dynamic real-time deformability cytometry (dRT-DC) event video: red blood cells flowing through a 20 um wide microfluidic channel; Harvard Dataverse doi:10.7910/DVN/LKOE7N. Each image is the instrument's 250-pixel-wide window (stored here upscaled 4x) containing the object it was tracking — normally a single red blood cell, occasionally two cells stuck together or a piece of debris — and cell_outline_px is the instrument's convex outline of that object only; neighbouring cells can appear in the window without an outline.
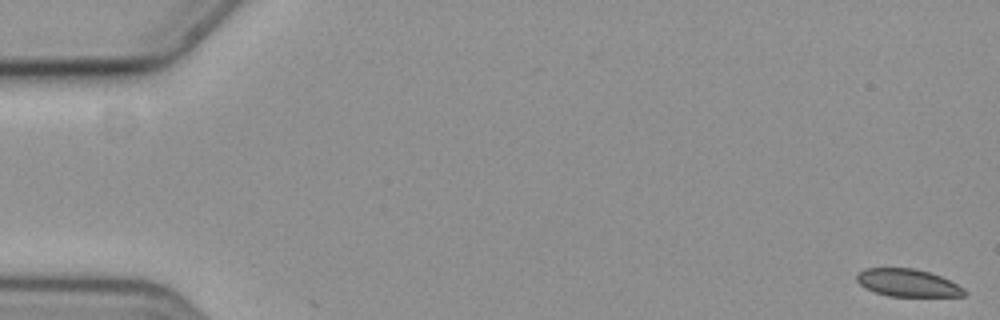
{"species": "common noctule bat (a hibernating species)", "species_latin": "Nyctalus noctula", "temperature_condition": "cold", "stored_images_in_passage": 59, "camera_frame_rate_fps": 3000, "um_per_image_px": 0.085, "animal": {"sex": "female", "body_mass_g": 19.3, "forearm_length_mm": 54.1}, "frame": {"image": 1, "passage_image": 1, "time_ms": 0.0, "image_size_px": [1000, 320], "cell_outline_px": [[968, 292], [964, 296], [888, 296], [864, 288], [856, 280], [856, 272], [864, 268], [912, 268], [928, 272], [940, 276], [964, 288]], "centroid_in_image_um": [77.11, 24.04], "position_along_channel_um": 7.9, "area_um2": 17.28}}
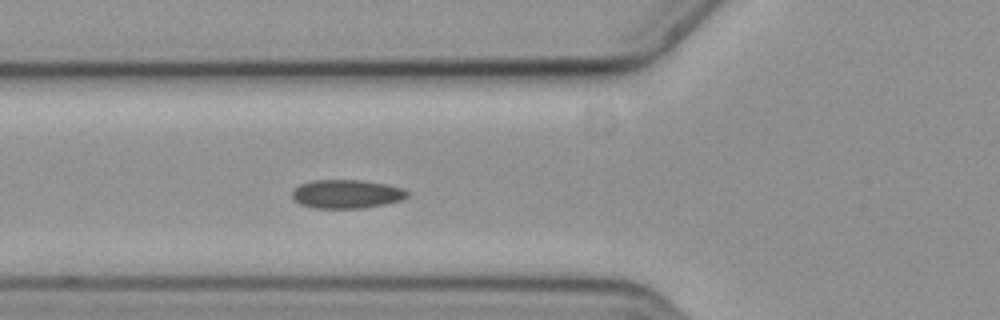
{"frame": {"image": 2, "passage_image": 22, "time_ms": 7.0, "image_size_px": [1000, 320], "cell_outline_px": [[408, 196], [400, 200], [384, 204], [364, 208], [312, 208], [300, 204], [292, 200], [292, 192], [300, 184], [312, 180], [360, 180], [384, 184], [404, 188], [408, 192]], "centroid_in_image_um": [29.43, 16.49], "position_along_channel_um": 96.4, "area_um2": 19.25}}
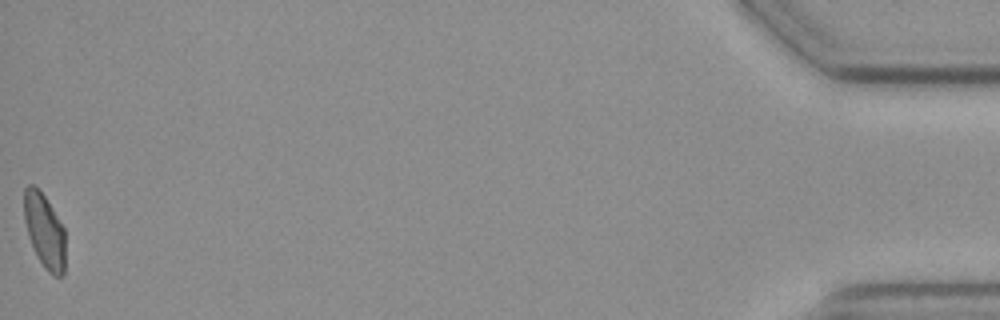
{"frame": {"image": 3, "passage_image": 59, "time_ms": 19.333, "image_size_px": [1000, 320], "cell_outline_px": [[64, 272], [60, 276], [52, 276], [44, 268], [36, 256], [28, 236], [24, 220], [24, 188], [28, 184], [32, 184], [44, 196], [64, 228]], "centroid_in_image_um": [3.76, 19.65], "position_along_channel_um": 431.4, "area_um2": 17.74}, "authors_computed_cell_mechanics": {"area_um2": 18.7272, "velocity_mm_per_s": 3.5704, "shape_relaxation_time_tau1_ms": null, "shape_relaxation_time_tau2_ms": 3.0303, "deformation_change_tau1": null, "deformation_change_tau2": 0.051}}